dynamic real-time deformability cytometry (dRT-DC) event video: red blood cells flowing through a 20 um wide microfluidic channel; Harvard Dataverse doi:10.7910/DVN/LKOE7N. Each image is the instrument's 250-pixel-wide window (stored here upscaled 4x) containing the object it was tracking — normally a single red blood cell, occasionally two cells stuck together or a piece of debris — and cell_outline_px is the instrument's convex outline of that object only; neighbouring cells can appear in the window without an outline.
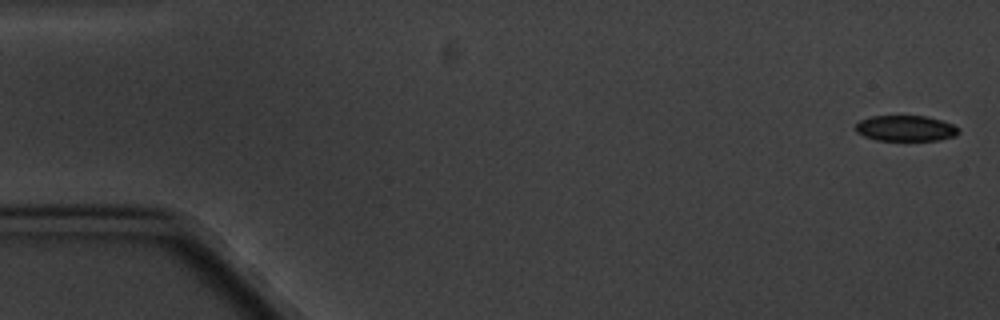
{"species": "common noctule bat (a hibernating species)", "species_latin": "Nyctalus noctula", "temperature_condition": "cold", "stored_images_in_passage": 5, "segment_of_instrument_passage": [2, 2], "camera_frame_rate_fps": 3000, "um_per_image_px": 0.085, "animal": {"sex": "male", "body_mass_g": 20.1, "forearm_length_mm": 53.5}, "frame": {"image": 1, "passage_image": 5, "time_ms": 5.667, "image_size_px": [1000, 320], "cell_outline_px": [[960, 132], [956, 136], [940, 140], [876, 140], [864, 136], [856, 132], [856, 124], [860, 120], [872, 116], [924, 116], [940, 120], [952, 124], [960, 128]], "centroid_in_image_um": [77.0, 10.91], "position_along_channel_um": 8.0, "area_um2": 15.43}}